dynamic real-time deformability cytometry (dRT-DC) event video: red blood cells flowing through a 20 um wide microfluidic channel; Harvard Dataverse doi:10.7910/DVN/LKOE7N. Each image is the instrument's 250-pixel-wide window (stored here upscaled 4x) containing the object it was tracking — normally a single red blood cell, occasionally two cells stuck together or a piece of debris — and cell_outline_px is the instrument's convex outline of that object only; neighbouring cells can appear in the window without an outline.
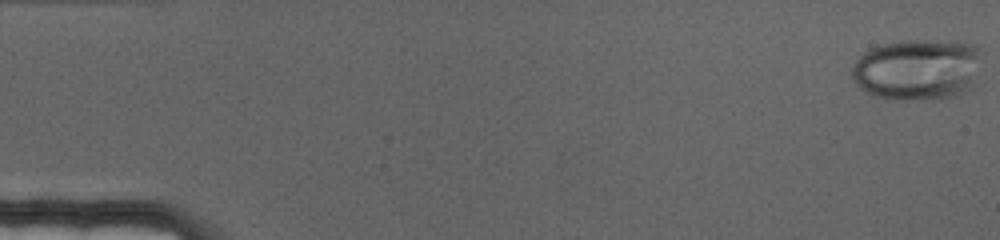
{"species": "human", "species_latin": "Homo sapiens", "temperature_condition": "cold", "stored_images_in_passage": 71, "camera_frame_rate_fps": 3000, "um_per_image_px": 0.085, "donor": {"sex": "female"}, "frame": {"image": 1, "passage_image": 1, "time_ms": 0.0, "image_size_px": [1000, 240], "cell_outline_px": [[980, 48], [972, 88], [956, 96], [940, 100], [932, 100], [872, 96], [860, 88], [856, 84], [852, 76], [852, 68], [856, 60], [864, 52], [872, 48], [884, 44], [908, 40], [956, 40], [976, 44]], "centroid_in_image_um": [78.0, 5.89], "position_along_channel_um": 7.0, "area_um2": 46.41}}
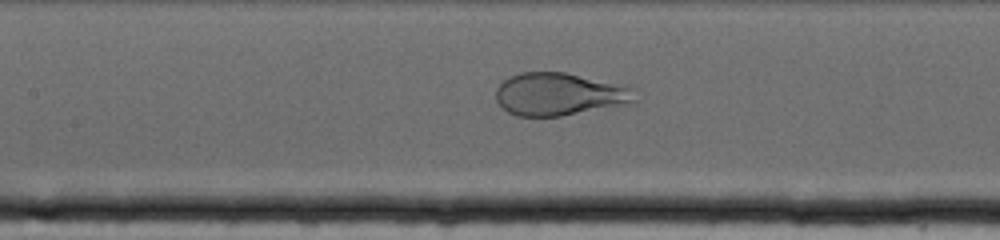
{"frame": {"image": 2, "passage_image": 33, "time_ms": 10.667, "image_size_px": [1000, 240], "cell_outline_px": [[636, 100], [632, 104], [560, 116], [516, 116], [508, 112], [496, 100], [496, 88], [504, 80], [520, 72], [564, 72], [624, 84], [628, 88]], "centroid_in_image_um": [47.54, 8.01], "position_along_channel_um": 159.9, "area_um2": 34.56}}
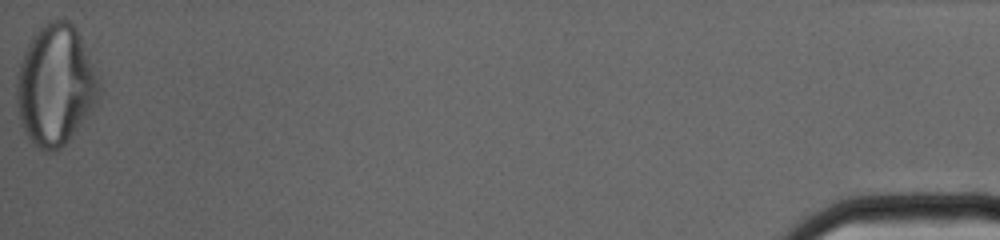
{"frame": {"image": 3, "passage_image": 71, "time_ms": 23.333, "image_size_px": [1000, 240], "cell_outline_px": [[100, 100], [68, 140], [56, 152], [44, 152], [28, 136], [20, 124], [16, 100], [16, 84], [20, 64], [24, 52], [32, 36], [44, 24], [52, 20], [68, 20], [76, 28], [100, 80]], "centroid_in_image_um": [4.72, 7.26], "position_along_channel_um": 430.5, "area_um2": 57.68}}